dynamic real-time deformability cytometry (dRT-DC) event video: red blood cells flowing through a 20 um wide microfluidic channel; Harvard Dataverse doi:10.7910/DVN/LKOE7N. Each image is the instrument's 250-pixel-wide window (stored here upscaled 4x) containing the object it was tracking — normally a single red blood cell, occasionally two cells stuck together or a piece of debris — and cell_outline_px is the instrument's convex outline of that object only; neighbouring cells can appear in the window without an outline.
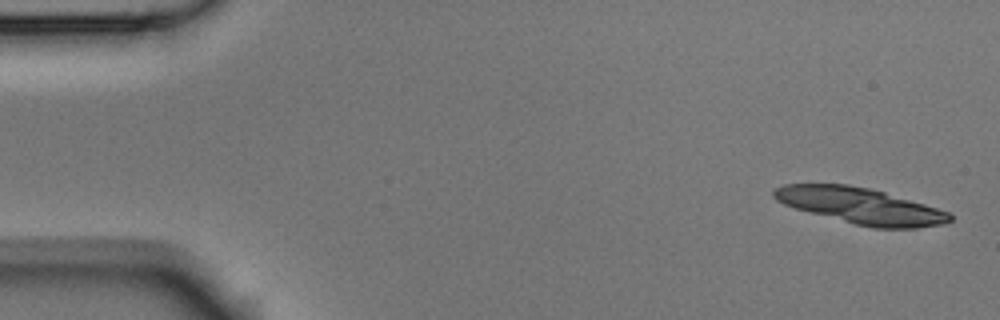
{"species": "Egyptian fruit bat (a non-hibernating species)", "species_latin": "Rousettus aegyptiacus", "temperature_condition": "room temperature", "stored_images_in_passage": 6, "camera_frame_rate_fps": 3000, "um_per_image_px": 0.085, "animal": {"sex": "male"}, "frame": {"image": 1, "passage_image": 1, "time_ms": 0.0, "image_size_px": [1000, 320], "cell_outline_px": [[952, 220], [944, 224], [916, 228], [872, 228], [856, 224], [796, 208], [784, 204], [776, 200], [772, 196], [772, 192], [776, 188], [784, 184], [848, 184], [868, 188], [884, 192], [924, 204], [948, 212], [952, 216]], "centroid_in_image_um": [73.14, 17.49], "position_along_channel_um": 11.9, "area_um2": 36.41}}